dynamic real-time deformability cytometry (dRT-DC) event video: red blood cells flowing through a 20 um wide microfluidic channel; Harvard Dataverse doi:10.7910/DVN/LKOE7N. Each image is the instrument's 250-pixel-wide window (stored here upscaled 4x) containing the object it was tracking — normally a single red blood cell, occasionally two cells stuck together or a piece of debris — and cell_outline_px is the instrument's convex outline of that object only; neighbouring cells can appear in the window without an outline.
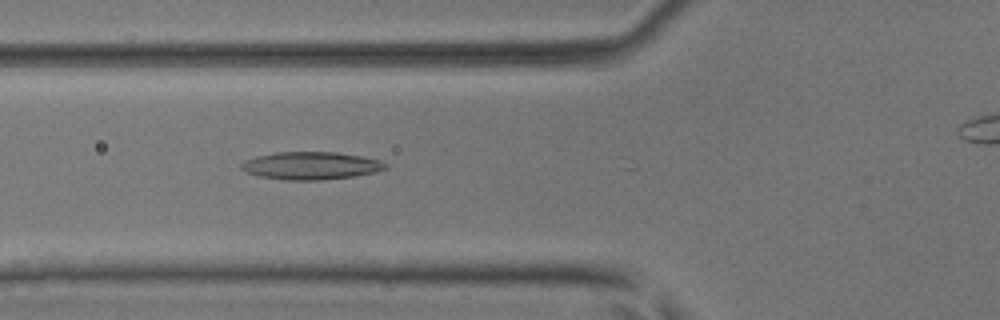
{"species": "common noctule bat (a hibernating species)", "species_latin": "Nyctalus noctula", "temperature_condition": "room temperature", "stored_images_in_passage": 7, "camera_frame_rate_fps": 3000, "um_per_image_px": 0.085, "animal": {"sex": "male", "body_mass_g": 17.9, "forearm_length_mm": 54.2}, "frame": {"image": 1, "passage_image": 5, "time_ms": 1.333, "image_size_px": [1000, 320], "cell_outline_px": [[388, 168], [376, 172], [352, 176], [320, 180], [284, 180], [260, 176], [248, 172], [240, 168], [240, 164], [244, 160], [256, 156], [276, 152], [336, 152], [360, 156], [380, 160], [388, 164]], "centroid_in_image_um": [26.43, 14.08], "position_along_channel_um": 99.4, "area_um2": 23.24}}